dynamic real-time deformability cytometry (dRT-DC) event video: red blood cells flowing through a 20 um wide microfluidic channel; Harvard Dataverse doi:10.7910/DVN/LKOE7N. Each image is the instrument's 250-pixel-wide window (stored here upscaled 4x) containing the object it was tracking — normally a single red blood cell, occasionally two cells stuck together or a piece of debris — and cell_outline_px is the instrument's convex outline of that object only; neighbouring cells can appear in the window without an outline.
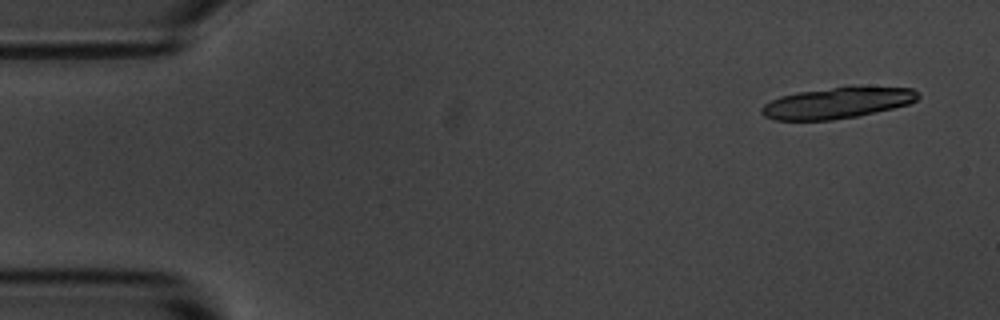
{"species": "common noctule bat (a hibernating species)", "species_latin": "Nyctalus noctula", "temperature_condition": "room temperature", "stored_images_in_passage": 3, "camera_frame_rate_fps": 3000, "um_per_image_px": 0.085, "animal": {"sex": "male", "body_mass_g": 20.1, "forearm_length_mm": 53.5}, "frame": {"image": 1, "passage_image": 1, "time_ms": 0.0, "image_size_px": [1000, 320], "cell_outline_px": [[920, 96], [916, 100], [908, 104], [892, 108], [856, 116], [832, 120], [776, 120], [764, 116], [760, 112], [760, 108], [764, 104], [780, 96], [796, 92], [852, 84], [912, 88]], "centroid_in_image_um": [71.17, 8.71], "position_along_channel_um": 13.8, "area_um2": 28.96}}